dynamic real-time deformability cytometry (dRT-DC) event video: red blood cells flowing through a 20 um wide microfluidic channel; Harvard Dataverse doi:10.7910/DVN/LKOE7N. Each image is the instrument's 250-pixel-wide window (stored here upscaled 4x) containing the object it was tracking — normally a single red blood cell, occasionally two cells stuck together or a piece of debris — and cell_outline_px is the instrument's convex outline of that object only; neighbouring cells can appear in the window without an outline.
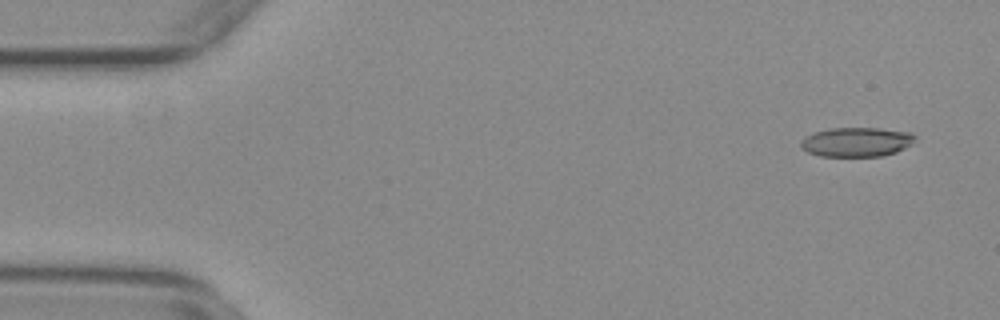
{"species": "common noctule bat (a hibernating species)", "species_latin": "Nyctalus noctula", "temperature_condition": "warm", "stored_images_in_passage": 11, "camera_frame_rate_fps": 3000, "um_per_image_px": 0.085, "animal": {"sex": "female", "body_mass_g": 29.2, "forearm_length_mm": 56.3}, "frame": {"image": 1, "passage_image": 4, "time_ms": 1.0, "image_size_px": [1000, 320], "cell_outline_px": [[916, 136], [912, 144], [896, 152], [884, 156], [820, 156], [808, 152], [800, 148], [800, 144], [804, 136], [828, 128], [880, 128], [912, 132]], "centroid_in_image_um": [72.81, 12.06], "position_along_channel_um": 12.2, "area_um2": 19.71}}